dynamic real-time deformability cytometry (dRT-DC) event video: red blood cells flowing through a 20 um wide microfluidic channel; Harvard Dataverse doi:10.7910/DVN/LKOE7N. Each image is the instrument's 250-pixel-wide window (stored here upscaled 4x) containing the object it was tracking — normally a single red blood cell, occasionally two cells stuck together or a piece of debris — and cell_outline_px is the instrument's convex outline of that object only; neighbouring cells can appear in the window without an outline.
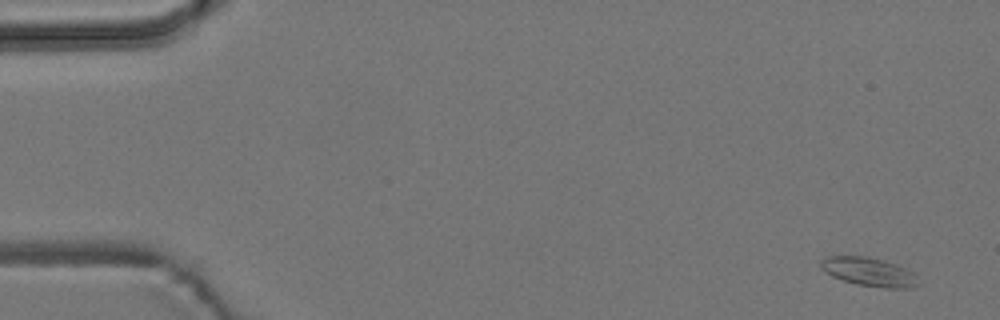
{"species": "common noctule bat (a hibernating species)", "species_latin": "Nyctalus noctula", "temperature_condition": "room temperature", "stored_images_in_passage": 5, "camera_frame_rate_fps": 3000, "um_per_image_px": 0.085, "animal": {"sex": "male", "body_mass_g": 19.2, "forearm_length_mm": 51.8}, "frame": {"image": 1, "passage_image": 1, "time_ms": 0.0, "image_size_px": [1000, 320], "cell_outline_px": [[920, 284], [908, 288], [884, 288], [856, 284], [832, 276], [824, 272], [820, 268], [820, 260], [824, 256], [868, 256], [884, 260], [896, 264], [912, 272], [916, 276]], "centroid_in_image_um": [73.83, 23.1], "position_along_channel_um": 11.2, "area_um2": 16.42}}
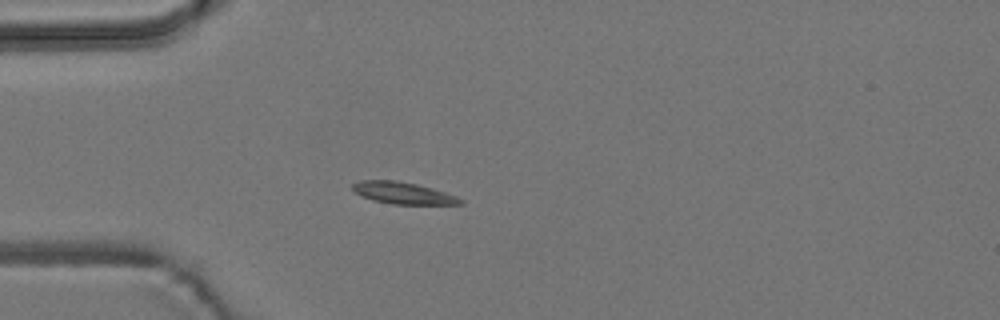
{"frame": {"image": 2, "passage_image": 4, "time_ms": 4.333, "image_size_px": [1000, 320], "cell_outline_px": [[464, 204], [392, 204], [372, 200], [360, 196], [352, 188], [352, 184], [360, 180], [392, 180], [416, 184], [432, 188], [456, 196], [464, 200]], "centroid_in_image_um": [34.24, 16.41], "position_along_channel_um": 50.8, "area_um2": 13.64}}